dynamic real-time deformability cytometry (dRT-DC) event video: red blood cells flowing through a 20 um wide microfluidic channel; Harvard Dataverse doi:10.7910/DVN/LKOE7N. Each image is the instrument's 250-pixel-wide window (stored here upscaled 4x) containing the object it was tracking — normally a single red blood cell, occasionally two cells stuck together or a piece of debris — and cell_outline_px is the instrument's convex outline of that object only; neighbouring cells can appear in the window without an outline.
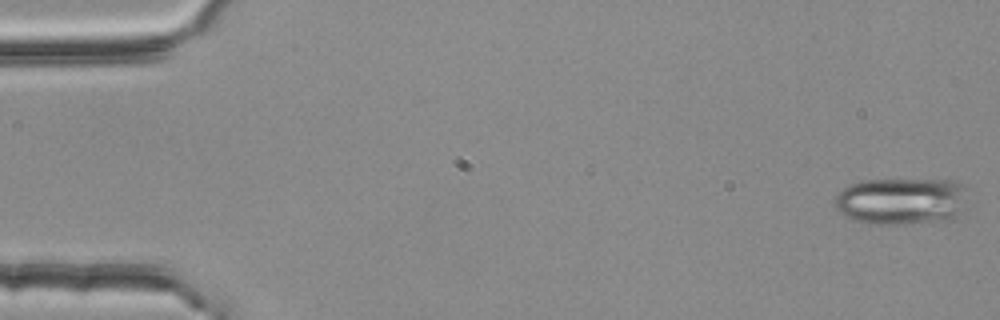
{"species": "common noctule bat (a hibernating species)", "species_latin": "Nyctalus noctula", "temperature_condition": "room temperature", "stored_images_in_passage": 55, "camera_frame_rate_fps": 3000, "um_per_image_px": 0.085, "animal": {"sex": "female", "body_mass_g": 25.1}, "frame": {"image": 1, "passage_image": 1, "time_ms": 0.0, "image_size_px": [1000, 320], "cell_outline_px": [[964, 188], [960, 212], [952, 220], [904, 224], [872, 224], [856, 220], [840, 212], [836, 208], [832, 200], [844, 188], [852, 184], [868, 180], [952, 180], [964, 184]], "centroid_in_image_um": [76.59, 17.1], "position_along_channel_um": 8.4, "area_um2": 36.01}}
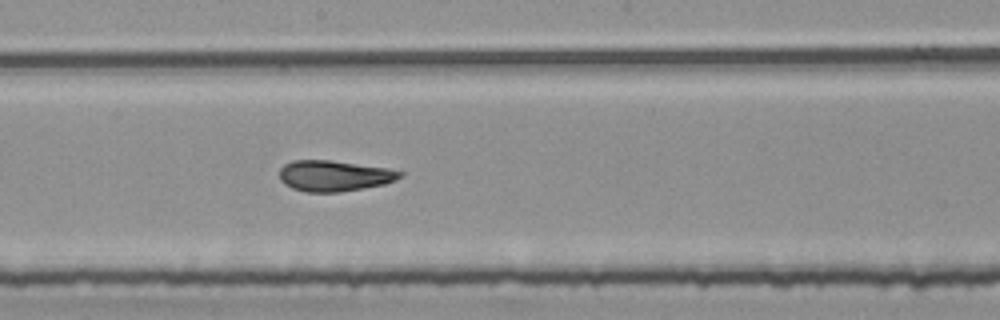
{"frame": {"image": 2, "passage_image": 30, "time_ms": 9.667, "image_size_px": [1000, 320], "cell_outline_px": [[404, 176], [396, 180], [384, 184], [340, 192], [308, 192], [292, 188], [284, 184], [280, 180], [280, 168], [284, 164], [292, 160], [332, 160], [384, 168], [404, 172]], "centroid_in_image_um": [28.39, 14.94], "position_along_channel_um": 219.8, "area_um2": 21.62}}
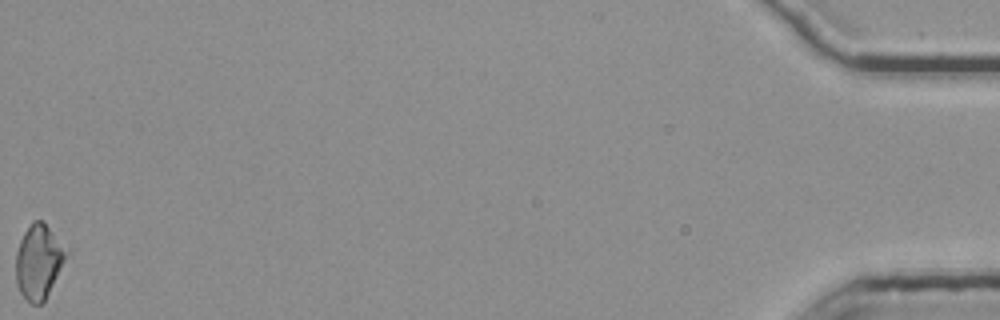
{"frame": {"image": 3, "passage_image": 55, "time_ms": 18.0, "image_size_px": [1000, 320], "cell_outline_px": [[68, 252], [44, 304], [32, 304], [20, 292], [16, 280], [16, 252], [20, 240], [24, 232], [32, 220], [44, 220]], "centroid_in_image_um": [3.27, 22.23], "position_along_channel_um": 431.9, "area_um2": 21.68}, "authors_computed_cell_mechanics": {"area_um2": 21.964, "velocity_mm_per_s": 3.7759, "shape_relaxation_time_tau1_ms": 5.3318, "shape_relaxation_time_tau2_ms": 3.1372, "deformation_change_tau1": 0.2173, "deformation_change_tau2": 0.0979}}